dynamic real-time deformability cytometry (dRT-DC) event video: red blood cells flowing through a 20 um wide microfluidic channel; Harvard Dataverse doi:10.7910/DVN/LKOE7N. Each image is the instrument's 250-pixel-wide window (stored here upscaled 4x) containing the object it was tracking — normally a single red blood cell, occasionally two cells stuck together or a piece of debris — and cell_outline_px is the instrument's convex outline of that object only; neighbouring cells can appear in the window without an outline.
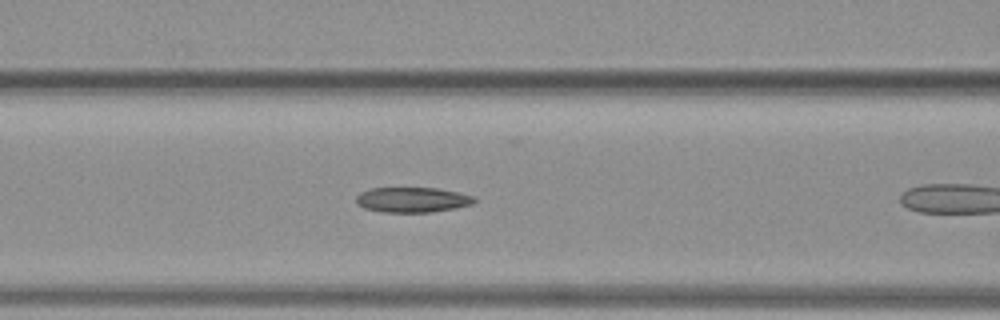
{"species": "common noctule bat (a hibernating species)", "species_latin": "Nyctalus noctula", "temperature_condition": "warm", "stored_images_in_passage": 11, "camera_frame_rate_fps": 3000, "um_per_image_px": 0.085, "animal": {"sex": "female", "body_mass_g": 19.3, "forearm_length_mm": 54.1}, "frame": {"image": 1, "passage_image": 10, "time_ms": 3.0, "image_size_px": [1000, 320], "cell_outline_px": [[476, 200], [472, 204], [456, 208], [432, 212], [380, 212], [364, 208], [356, 204], [356, 196], [360, 192], [368, 188], [436, 188], [460, 192], [476, 196]], "centroid_in_image_um": [35.05, 16.98], "position_along_channel_um": 131.6, "area_um2": 17.57}}